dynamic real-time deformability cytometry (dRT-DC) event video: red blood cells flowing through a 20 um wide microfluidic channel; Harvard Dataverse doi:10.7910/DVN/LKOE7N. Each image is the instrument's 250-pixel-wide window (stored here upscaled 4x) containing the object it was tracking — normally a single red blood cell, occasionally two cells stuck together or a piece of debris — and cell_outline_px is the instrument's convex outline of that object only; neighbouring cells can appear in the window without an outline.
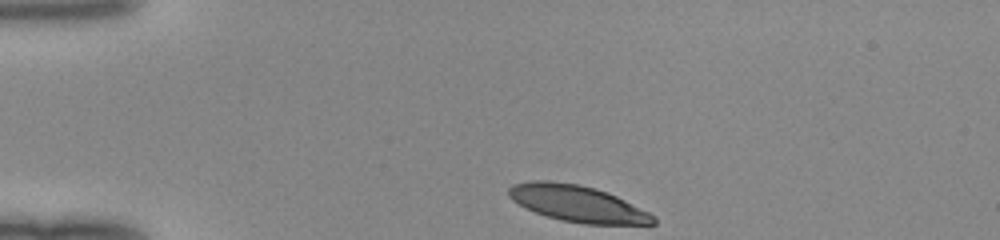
{"species": "human", "species_latin": "Homo sapiens", "temperature_condition": "room temperature", "stored_images_in_passage": 32, "camera_frame_rate_fps": 3000, "um_per_image_px": 0.085, "donor": {"sex": "female"}, "frame": {"image": 1, "passage_image": 1, "time_ms": 0.0, "image_size_px": [1000, 240], "cell_outline_px": [[656, 224], [584, 224], [560, 220], [536, 212], [512, 200], [508, 196], [508, 188], [512, 184], [532, 180], [548, 180], [576, 184], [596, 188], [608, 192], [648, 212], [656, 220]], "centroid_in_image_um": [49.05, 17.29], "position_along_channel_um": 35.9, "area_um2": 30.4}}
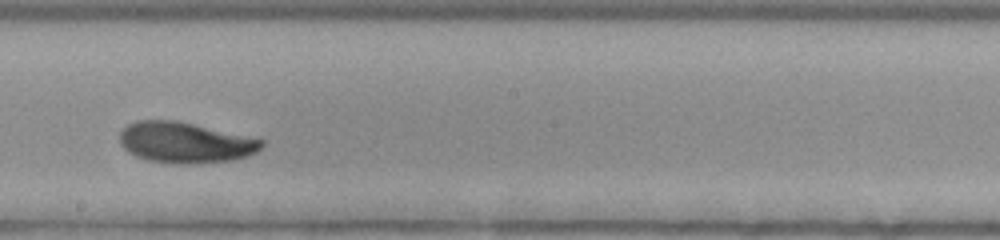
{"frame": {"image": 2, "passage_image": 19, "time_ms": 6.0, "image_size_px": [1000, 240], "cell_outline_px": [[264, 144], [256, 152], [248, 156], [232, 160], [188, 164], [184, 164], [148, 160], [136, 156], [128, 152], [120, 144], [120, 132], [128, 124], [140, 120], [176, 120], [264, 140]], "centroid_in_image_um": [15.72, 12.11], "position_along_channel_um": 232.5, "area_um2": 33.41}}
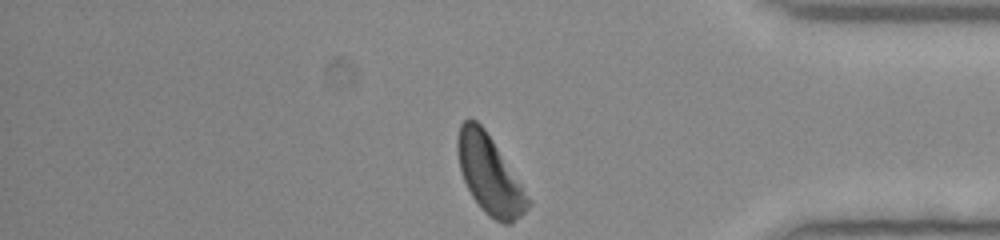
{"frame": {"image": 3, "passage_image": 32, "time_ms": 10.333, "image_size_px": [1000, 240], "cell_outline_px": [[532, 204], [512, 224], [504, 224], [488, 216], [480, 208], [472, 196], [460, 172], [456, 148], [456, 140], [460, 124], [468, 116], [476, 120], [484, 128], [532, 200]], "centroid_in_image_um": [41.6, 14.85], "position_along_channel_um": 393.6, "area_um2": 32.19}}